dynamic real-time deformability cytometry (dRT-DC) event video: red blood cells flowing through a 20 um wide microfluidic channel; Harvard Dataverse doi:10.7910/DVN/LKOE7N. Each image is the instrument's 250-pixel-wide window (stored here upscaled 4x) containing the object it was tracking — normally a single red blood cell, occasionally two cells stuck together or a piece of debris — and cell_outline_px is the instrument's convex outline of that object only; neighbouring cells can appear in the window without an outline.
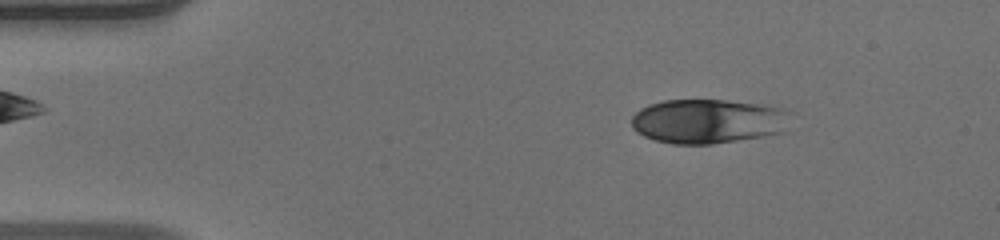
{"species": "human", "species_latin": "Homo sapiens", "temperature_condition": "warm", "stored_images_in_passage": 47, "camera_frame_rate_fps": 3000, "um_per_image_px": 0.085, "donor": {"sex": "male"}, "frame": {"image": 1, "passage_image": 6, "time_ms": 1.667, "image_size_px": [1000, 240], "cell_outline_px": [[796, 112], [784, 132], [764, 136], [712, 144], [672, 144], [656, 140], [644, 136], [636, 132], [632, 128], [632, 116], [640, 108], [648, 104], [664, 100], [728, 100], [768, 104], [792, 108]], "centroid_in_image_um": [60.32, 10.28], "position_along_channel_um": 24.7, "area_um2": 42.37}}
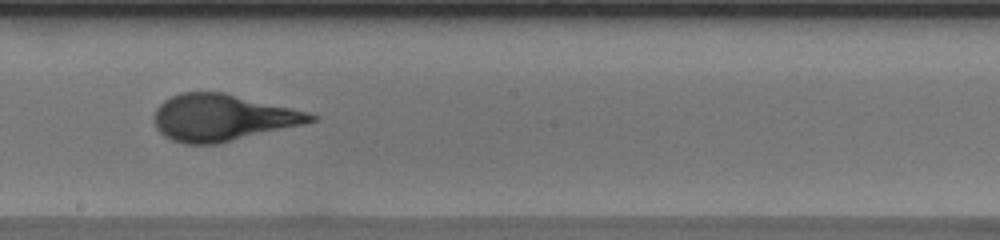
{"frame": {"image": 2, "passage_image": 26, "time_ms": 8.333, "image_size_px": [1000, 240], "cell_outline_px": [[320, 120], [304, 124], [216, 144], [184, 144], [172, 140], [164, 136], [156, 128], [152, 120], [152, 116], [156, 108], [164, 100], [180, 92], [224, 92], [292, 108], [308, 112], [320, 116]], "centroid_in_image_um": [18.89, 10.0], "position_along_channel_um": 229.3, "area_um2": 42.77}}
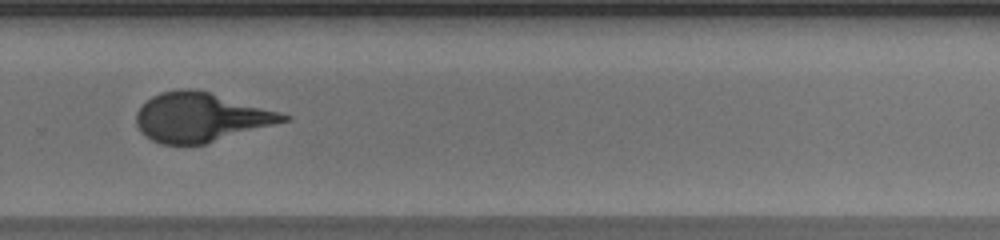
{"frame": {"image": 3, "passage_image": 32, "time_ms": 10.333, "image_size_px": [1000, 240], "cell_outline_px": [[292, 116], [288, 120], [204, 144], [160, 144], [144, 136], [140, 132], [136, 124], [136, 112], [152, 96], [160, 92], [180, 88], [192, 88], [208, 92]], "centroid_in_image_um": [16.98, 9.97], "position_along_channel_um": 312.8, "area_um2": 41.44}, "authors_computed_cell_mechanics": {"area_um2": 42.3674, "velocity_mm_per_s": 4.1991, "shape_relaxation_time_tau1_ms": 5.0897, "shape_relaxation_time_tau2_ms": null, "deformation_change_tau1": 0.234, "deformation_change_tau2": null}}